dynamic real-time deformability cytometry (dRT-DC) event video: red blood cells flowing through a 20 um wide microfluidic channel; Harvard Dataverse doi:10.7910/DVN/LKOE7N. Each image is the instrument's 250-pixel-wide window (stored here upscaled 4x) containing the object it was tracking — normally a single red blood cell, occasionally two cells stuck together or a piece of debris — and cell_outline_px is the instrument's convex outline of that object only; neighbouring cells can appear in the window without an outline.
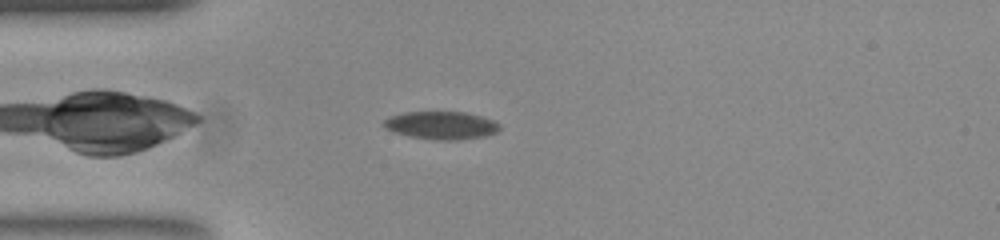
{"species": "common noctule bat (a hibernating species)", "species_latin": "Nyctalus noctula", "temperature_condition": "room temperature", "stored_images_in_passage": 38, "camera_frame_rate_fps": 3000, "um_per_image_px": 0.085, "animal": {"sex": "female", "body_mass_g": 23.0, "forearm_length_mm": 53.4}, "frame": {"image": 1, "passage_image": 3, "time_ms": 0.667, "image_size_px": [1000, 240], "cell_outline_px": [[500, 128], [496, 132], [484, 136], [456, 140], [436, 140], [408, 136], [384, 128], [384, 120], [392, 116], [404, 112], [464, 112], [480, 116], [492, 120], [500, 124]], "centroid_in_image_um": [37.51, 10.65], "position_along_channel_um": 47.5, "area_um2": 18.61}}
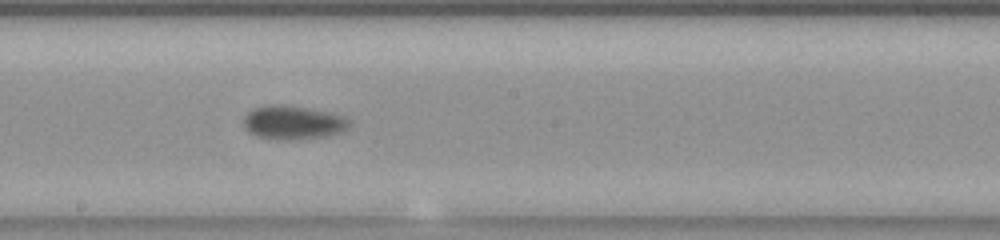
{"frame": {"image": 2, "passage_image": 18, "time_ms": 5.667, "image_size_px": [1000, 240], "cell_outline_px": [[348, 128], [340, 132], [324, 136], [260, 136], [252, 132], [244, 124], [244, 116], [252, 108], [268, 104], [280, 104], [304, 108], [324, 112], [340, 116], [348, 120]], "centroid_in_image_um": [24.87, 10.33], "position_along_channel_um": 223.3, "area_um2": 19.02}}
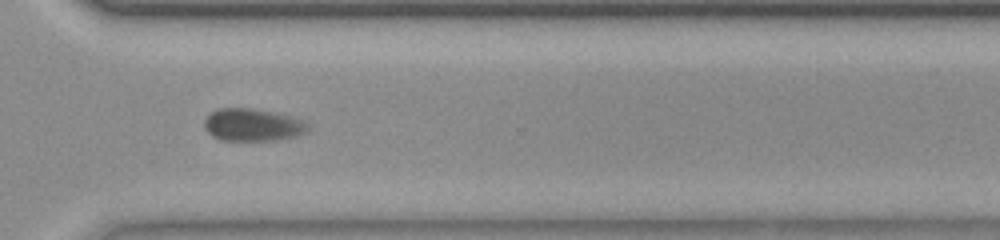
{"frame": {"image": 3, "passage_image": 28, "time_ms": 9.0, "image_size_px": [1000, 240], "cell_outline_px": [[308, 128], [304, 132], [292, 136], [272, 140], [220, 140], [212, 136], [204, 128], [204, 120], [216, 108], [252, 108], [288, 116], [300, 120], [308, 124]], "centroid_in_image_um": [21.38, 10.61], "position_along_channel_um": 349.2, "area_um2": 19.13}, "authors_computed_cell_mechanics": {"area_um2": 19.0162, "velocity_mm_per_s": 3.7695, "shape_relaxation_time_tau1_ms": 9.8445, "shape_relaxation_time_tau2_ms": 1.3144, "deformation_change_tau1": 0.1526, "deformation_change_tau2": 0.0435}}